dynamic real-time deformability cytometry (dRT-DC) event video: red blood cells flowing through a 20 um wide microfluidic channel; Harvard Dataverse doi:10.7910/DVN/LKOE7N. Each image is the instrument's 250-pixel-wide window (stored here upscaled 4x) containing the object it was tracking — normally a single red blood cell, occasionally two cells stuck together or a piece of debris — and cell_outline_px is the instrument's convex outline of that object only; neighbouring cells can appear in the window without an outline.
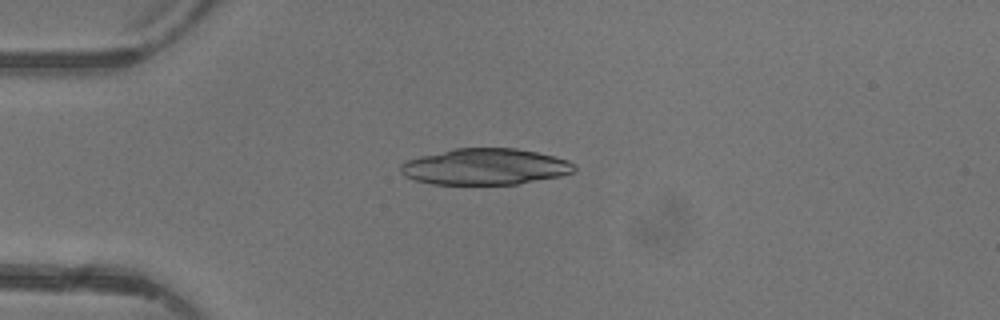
{"species": "common noctule bat (a hibernating species)", "species_latin": "Nyctalus noctula", "temperature_condition": "warm", "stored_images_in_passage": 3, "camera_frame_rate_fps": 3000, "um_per_image_px": 0.085, "animal": {"sex": "female"}, "frame": {"image": 1, "passage_image": 3, "time_ms": 2.333, "image_size_px": [1000, 320], "cell_outline_px": [[576, 168], [572, 172], [560, 176], [520, 184], [432, 184], [416, 180], [404, 176], [400, 172], [400, 164], [408, 160], [420, 156], [456, 148], [516, 148], [536, 152], [568, 160]], "centroid_in_image_um": [41.22, 14.17], "position_along_channel_um": 43.8, "area_um2": 36.53}}